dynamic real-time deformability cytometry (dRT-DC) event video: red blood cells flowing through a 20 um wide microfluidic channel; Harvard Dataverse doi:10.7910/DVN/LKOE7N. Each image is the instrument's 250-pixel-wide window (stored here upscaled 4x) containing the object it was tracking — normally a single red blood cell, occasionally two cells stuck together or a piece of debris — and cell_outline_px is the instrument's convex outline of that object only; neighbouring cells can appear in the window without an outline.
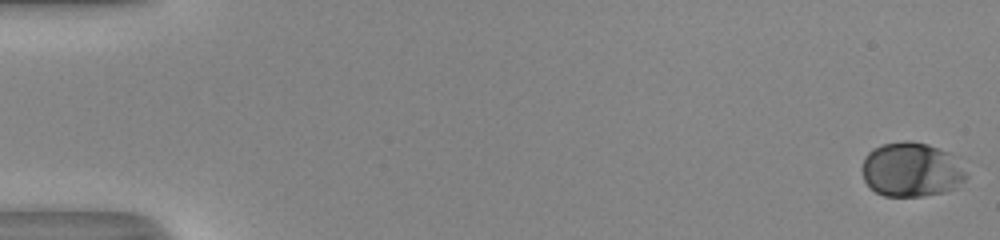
{"species": "human", "species_latin": "Homo sapiens", "temperature_condition": "room temperature", "stored_images_in_passage": 53, "camera_frame_rate_fps": 3000, "um_per_image_px": 0.085, "donor": {"sex": "male"}, "frame": {"image": 1, "passage_image": 1, "time_ms": 0.0, "image_size_px": [1000, 240], "cell_outline_px": [[968, 176], [956, 188], [944, 192], [924, 196], [884, 196], [876, 192], [864, 180], [860, 168], [864, 156], [872, 148], [880, 144], [904, 140], [912, 140], [928, 144], [948, 152], [956, 156]], "centroid_in_image_um": [77.45, 14.4], "position_along_channel_um": 7.5, "area_um2": 33.58}}
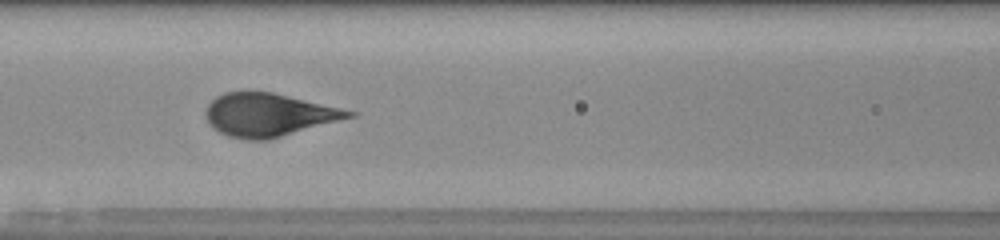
{"frame": {"image": 2, "passage_image": 25, "time_ms": 8.0, "image_size_px": [1000, 240], "cell_outline_px": [[356, 116], [268, 140], [248, 140], [228, 136], [212, 128], [208, 124], [208, 104], [216, 96], [224, 92], [272, 92], [340, 108], [356, 112]], "centroid_in_image_um": [22.83, 9.77], "position_along_channel_um": 143.8, "area_um2": 35.49}}
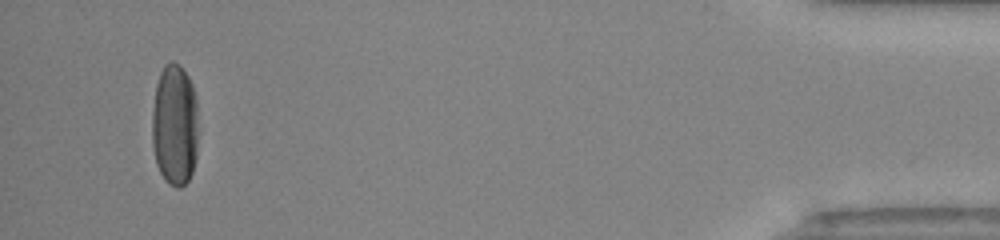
{"frame": {"image": 3, "passage_image": 51, "time_ms": 16.667, "image_size_px": [1000, 240], "cell_outline_px": [[196, 156], [192, 172], [188, 180], [180, 188], [176, 188], [168, 184], [160, 172], [156, 164], [152, 144], [152, 112], [156, 84], [160, 72], [164, 64], [172, 60], [180, 64], [188, 76], [192, 84], [196, 104]], "centroid_in_image_um": [14.82, 10.61], "position_along_channel_um": 420.4, "area_um2": 32.95}}